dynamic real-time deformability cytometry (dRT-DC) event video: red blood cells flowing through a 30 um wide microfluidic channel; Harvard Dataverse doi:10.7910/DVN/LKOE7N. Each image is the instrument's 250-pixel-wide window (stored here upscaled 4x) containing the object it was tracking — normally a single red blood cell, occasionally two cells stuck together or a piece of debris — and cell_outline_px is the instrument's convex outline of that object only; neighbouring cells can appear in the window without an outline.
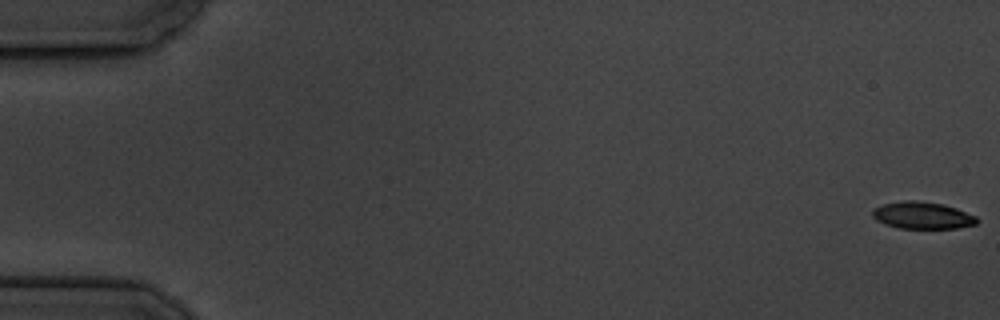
{"species": "common noctule bat (a hibernating species)", "species_latin": "Nyctalus noctula", "temperature_condition": "cold", "stored_images_in_passage": 5, "camera_frame_rate_fps": 3000, "um_per_image_px": 0.085, "animal": {"sex": "male", "body_mass_g": 19.5, "forearm_length_mm": 54.6}, "frame": {"image": 1, "passage_image": 1, "time_ms": 0.0, "image_size_px": [1000, 320], "cell_outline_px": [[980, 220], [976, 224], [956, 228], [900, 228], [884, 224], [876, 220], [872, 216], [872, 208], [884, 204], [904, 200], [916, 200], [944, 204], [956, 208], [976, 216]], "centroid_in_image_um": [78.4, 18.3], "position_along_channel_um": 6.6, "area_um2": 16.53}}
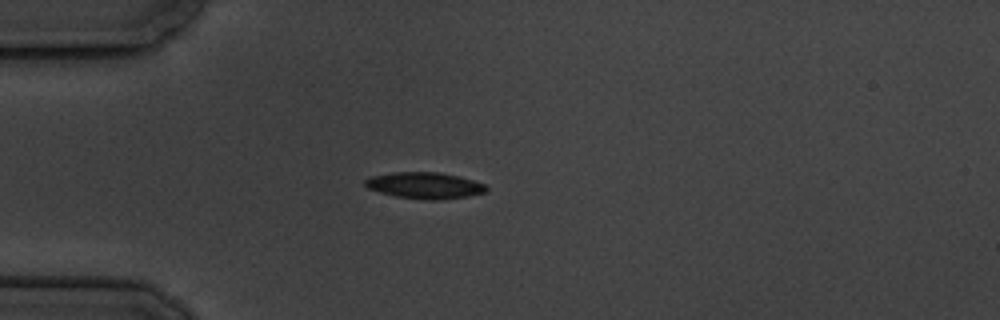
{"frame": {"image": 2, "passage_image": 5, "time_ms": 5.333, "image_size_px": [1000, 320], "cell_outline_px": [[488, 188], [484, 192], [468, 196], [440, 200], [424, 200], [396, 196], [380, 192], [368, 188], [364, 184], [364, 180], [368, 176], [392, 172], [440, 172], [472, 180], [484, 184]], "centroid_in_image_um": [36.05, 15.76], "position_along_channel_um": 49.0, "area_um2": 18.61}}